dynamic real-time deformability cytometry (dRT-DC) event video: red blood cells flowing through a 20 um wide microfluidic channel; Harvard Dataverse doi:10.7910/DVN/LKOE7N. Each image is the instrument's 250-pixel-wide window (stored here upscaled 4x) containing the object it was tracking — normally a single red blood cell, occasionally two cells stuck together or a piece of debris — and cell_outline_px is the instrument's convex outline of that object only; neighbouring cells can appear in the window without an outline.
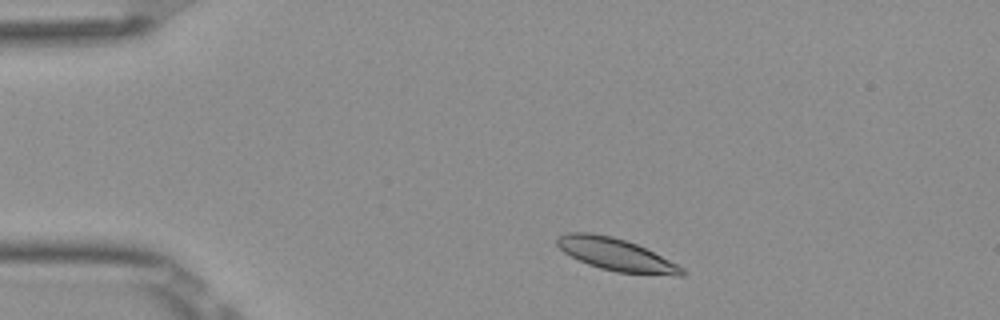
{"species": "Egyptian fruit bat (a non-hibernating species)", "species_latin": "Rousettus aegyptiacus", "temperature_condition": "room temperature", "stored_images_in_passage": 47, "camera_frame_rate_fps": 3000, "um_per_image_px": 0.085, "frame": {"image": 1, "passage_image": 4, "time_ms": 1.0, "image_size_px": [1000, 320], "cell_outline_px": [[688, 272], [684, 276], [676, 276], [616, 272], [600, 268], [588, 264], [564, 252], [556, 244], [556, 240], [560, 236], [568, 232], [592, 232], [612, 236], [636, 244], [684, 268]], "centroid_in_image_um": [52.38, 21.64], "position_along_channel_um": 32.6, "area_um2": 23.35}}
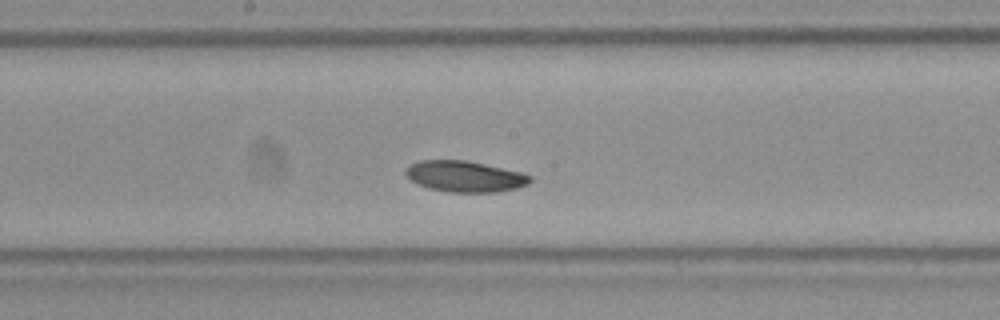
{"frame": {"image": 2, "passage_image": 22, "time_ms": 7.0, "image_size_px": [1000, 320], "cell_outline_px": [[532, 180], [528, 184], [516, 188], [496, 192], [448, 192], [428, 188], [416, 184], [404, 172], [412, 164], [420, 160], [464, 160], [484, 164], [520, 172], [532, 176]], "centroid_in_image_um": [39.52, 15.0], "position_along_channel_um": 208.7, "area_um2": 22.31}}
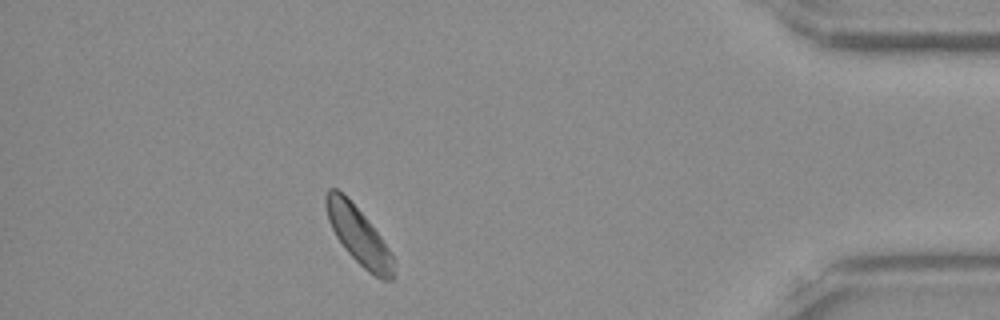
{"frame": {"image": 3, "passage_image": 41, "time_ms": 13.333, "image_size_px": [1000, 320], "cell_outline_px": [[396, 276], [392, 280], [380, 280], [368, 272], [344, 248], [336, 236], [328, 220], [324, 204], [324, 196], [328, 188], [336, 188], [364, 216], [380, 236], [396, 260]], "centroid_in_image_um": [30.52, 20.09], "position_along_channel_um": 404.7, "area_um2": 22.54}, "authors_computed_cell_mechanics": {"area_um2": 22.5998, "velocity_mm_per_s": 3.817, "shape_relaxation_time_tau1_ms": 5.3021, "shape_relaxation_time_tau2_ms": null, "deformation_change_tau1": 0.0966, "deformation_change_tau2": null}}